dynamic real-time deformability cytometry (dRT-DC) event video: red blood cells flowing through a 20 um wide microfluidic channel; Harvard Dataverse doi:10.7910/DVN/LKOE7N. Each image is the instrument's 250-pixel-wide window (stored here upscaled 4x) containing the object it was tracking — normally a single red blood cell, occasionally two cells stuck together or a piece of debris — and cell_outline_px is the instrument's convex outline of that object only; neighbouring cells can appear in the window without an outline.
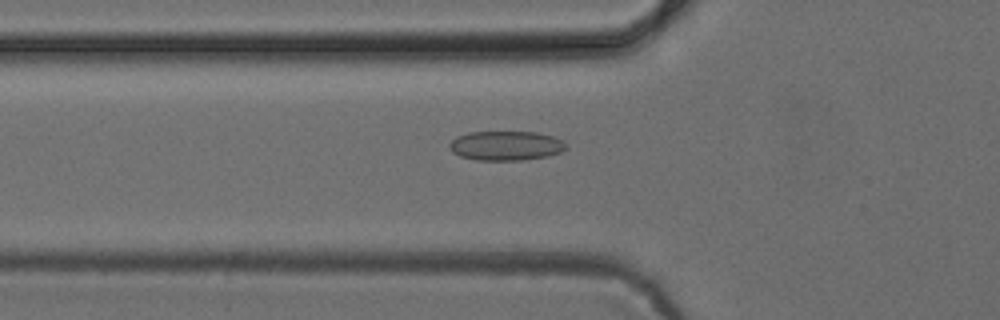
{"species": "common noctule bat (a hibernating species)", "species_latin": "Nyctalus noctula", "temperature_condition": "cold", "stored_images_in_passage": 51, "camera_frame_rate_fps": 3000, "um_per_image_px": 0.085, "animal": {"sex": "female", "body_mass_g": 24.6, "forearm_length_mm": 56.2}, "frame": {"image": 1, "passage_image": 18, "time_ms": 5.667, "image_size_px": [1000, 320], "cell_outline_px": [[568, 144], [560, 152], [548, 156], [520, 160], [476, 160], [460, 156], [452, 152], [448, 148], [448, 144], [456, 136], [468, 132], [536, 132], [552, 136], [564, 140]], "centroid_in_image_um": [42.97, 12.38], "position_along_channel_um": 82.8, "area_um2": 20.11}}
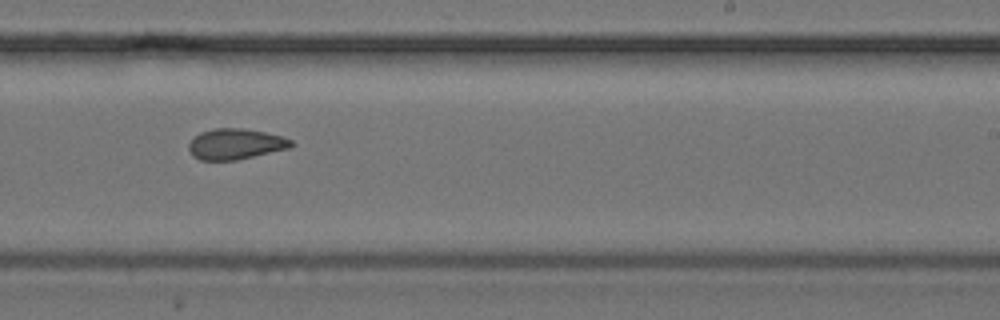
{"frame": {"image": 2, "passage_image": 32, "time_ms": 10.333, "image_size_px": [1000, 320], "cell_outline_px": [[292, 144], [288, 148], [236, 160], [200, 160], [192, 156], [188, 148], [188, 144], [200, 132], [212, 128], [244, 128], [264, 132], [280, 136], [292, 140]], "centroid_in_image_um": [19.96, 12.24], "position_along_channel_um": 269.0, "area_um2": 18.15}}
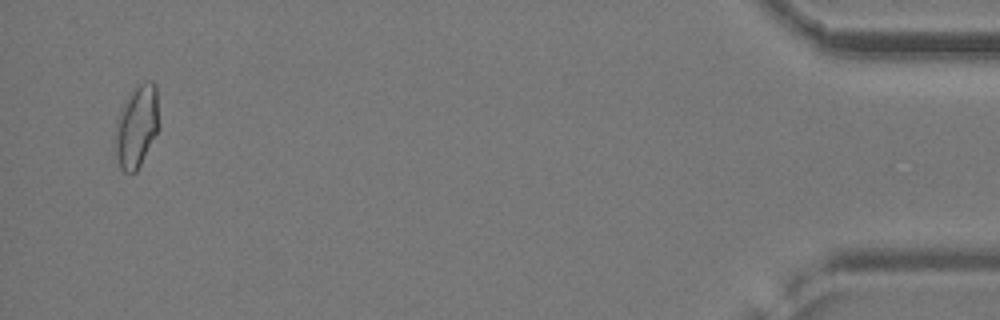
{"frame": {"image": 3, "passage_image": 50, "time_ms": 16.333, "image_size_px": [1000, 320], "cell_outline_px": [[156, 132], [136, 172], [124, 172], [120, 168], [116, 156], [116, 120], [124, 100], [144, 80], [152, 80], [156, 84]], "centroid_in_image_um": [11.57, 10.72], "position_along_channel_um": 423.6, "area_um2": 20.11}}